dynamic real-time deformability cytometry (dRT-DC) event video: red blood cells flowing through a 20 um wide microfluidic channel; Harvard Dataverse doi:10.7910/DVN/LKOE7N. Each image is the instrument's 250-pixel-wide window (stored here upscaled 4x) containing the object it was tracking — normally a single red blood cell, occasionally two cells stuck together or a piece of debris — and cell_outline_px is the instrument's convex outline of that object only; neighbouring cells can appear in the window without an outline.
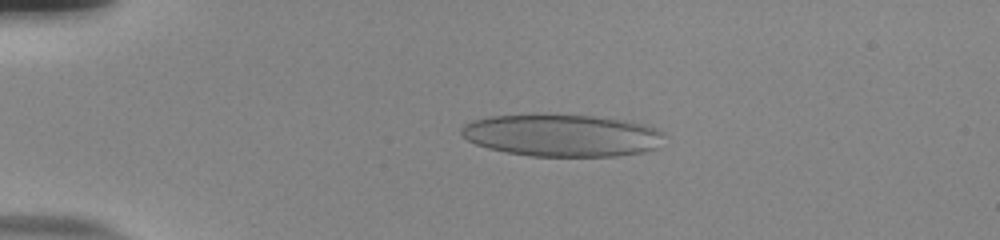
{"species": "human", "species_latin": "Homo sapiens", "temperature_condition": "room temperature", "stored_images_in_passage": 52, "camera_frame_rate_fps": 3000, "um_per_image_px": 0.085, "donor": {"sex": "male"}, "frame": {"image": 1, "passage_image": 11, "time_ms": 3.333, "image_size_px": [1000, 240], "cell_outline_px": [[660, 136], [656, 148], [640, 152], [616, 156], [532, 156], [504, 152], [488, 148], [476, 144], [468, 140], [460, 132], [460, 128], [464, 124], [476, 120], [492, 116], [588, 116], [616, 120], [640, 124], [652, 128], [660, 132]], "centroid_in_image_um": [47.67, 11.54], "position_along_channel_um": 37.3, "area_um2": 48.26}}
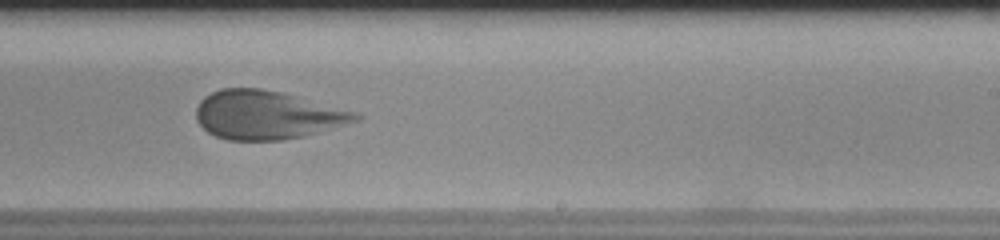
{"frame": {"image": 2, "passage_image": 33, "time_ms": 10.667, "image_size_px": [1000, 240], "cell_outline_px": [[364, 116], [360, 120], [304, 136], [284, 140], [228, 140], [216, 136], [208, 132], [196, 120], [196, 108], [200, 100], [204, 96], [220, 88], [260, 88], [280, 92], [352, 112]], "centroid_in_image_um": [22.63, 9.78], "position_along_channel_um": 266.4, "area_um2": 44.56}}
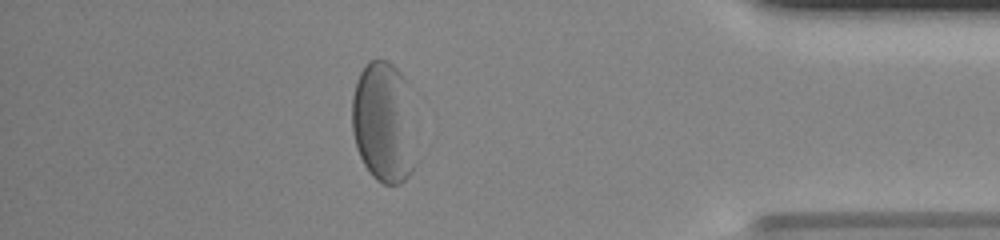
{"frame": {"image": 3, "passage_image": 46, "time_ms": 15.0, "image_size_px": [1000, 240], "cell_outline_px": [[416, 164], [412, 172], [400, 184], [384, 184], [376, 180], [372, 176], [364, 164], [356, 148], [352, 132], [352, 96], [356, 80], [364, 64], [368, 60], [388, 60], [400, 72], [408, 84]], "centroid_in_image_um": [32.59, 10.4], "position_along_channel_um": 402.6, "area_um2": 45.55}}